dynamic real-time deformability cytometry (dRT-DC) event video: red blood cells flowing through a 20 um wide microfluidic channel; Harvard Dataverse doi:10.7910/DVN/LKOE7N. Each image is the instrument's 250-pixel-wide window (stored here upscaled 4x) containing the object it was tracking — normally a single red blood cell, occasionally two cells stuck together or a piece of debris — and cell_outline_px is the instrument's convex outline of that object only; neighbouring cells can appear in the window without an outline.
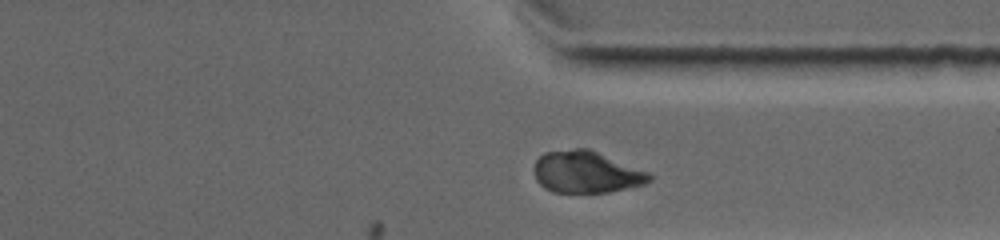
{"species": "common noctule bat (a hibernating species)", "species_latin": "Nyctalus noctula", "temperature_condition": "warm", "stored_images_in_passage": 19, "camera_frame_rate_fps": 4500, "um_per_image_px": 0.085, "animal": {"sex": "female", "body_mass_g": 19.0, "forearm_length_mm": 53.3}, "frame": {"image": 1, "passage_image": 19, "time_ms": 9.556, "image_size_px": [1000, 240], "cell_outline_px": [[652, 180], [644, 184], [608, 192], [552, 192], [544, 188], [536, 180], [532, 168], [536, 160], [544, 152], [576, 148], [588, 148], [648, 172], [652, 176]], "centroid_in_image_um": [49.79, 14.62], "position_along_channel_um": 361.6, "area_um2": 28.09}}